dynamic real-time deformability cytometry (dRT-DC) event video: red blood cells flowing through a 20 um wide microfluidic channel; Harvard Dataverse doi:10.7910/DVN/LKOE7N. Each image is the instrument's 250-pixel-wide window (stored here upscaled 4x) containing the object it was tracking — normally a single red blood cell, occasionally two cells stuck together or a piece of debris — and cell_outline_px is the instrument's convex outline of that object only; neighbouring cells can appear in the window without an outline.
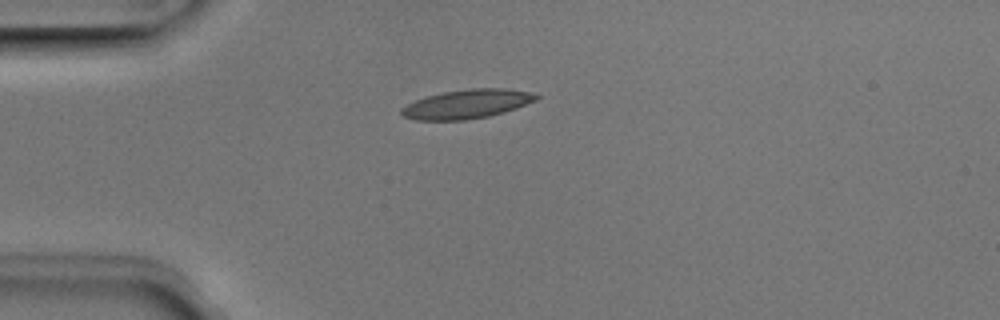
{"species": "Egyptian fruit bat (a non-hibernating species)", "species_latin": "Rousettus aegyptiacus", "temperature_condition": "room temperature", "stored_images_in_passage": 3, "camera_frame_rate_fps": 3000, "um_per_image_px": 0.085, "animal": {"sex": "male"}, "frame": {"image": 1, "passage_image": 1, "time_ms": 0.0, "image_size_px": [1000, 320], "cell_outline_px": [[540, 96], [536, 100], [516, 108], [504, 112], [488, 116], [464, 120], [416, 120], [404, 116], [400, 112], [400, 108], [416, 100], [428, 96], [444, 92], [472, 88], [504, 88], [532, 92]], "centroid_in_image_um": [39.71, 8.84], "position_along_channel_um": 45.3, "area_um2": 22.6}}
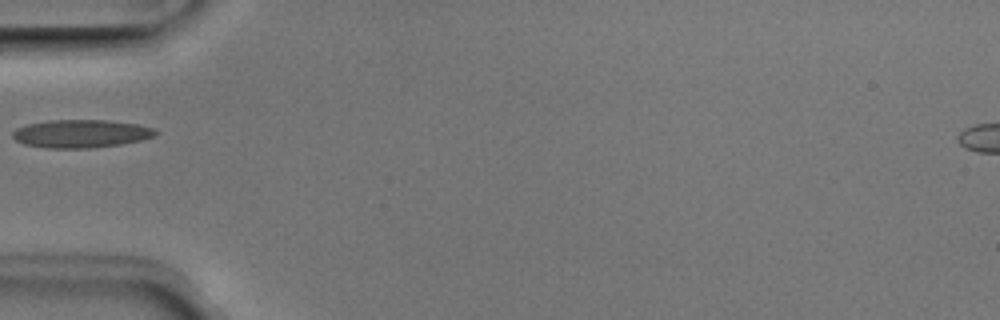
{"frame": {"image": 2, "passage_image": 2, "time_ms": 0.333, "image_size_px": [1000, 320], "cell_outline_px": [[160, 132], [156, 136], [140, 140], [120, 144], [96, 148], [48, 148], [24, 144], [16, 140], [12, 136], [12, 132], [16, 128], [28, 124], [48, 120], [104, 120], [140, 124], [156, 128]], "centroid_in_image_um": [6.94, 11.36], "position_along_channel_um": 78.1, "area_um2": 23.58}}